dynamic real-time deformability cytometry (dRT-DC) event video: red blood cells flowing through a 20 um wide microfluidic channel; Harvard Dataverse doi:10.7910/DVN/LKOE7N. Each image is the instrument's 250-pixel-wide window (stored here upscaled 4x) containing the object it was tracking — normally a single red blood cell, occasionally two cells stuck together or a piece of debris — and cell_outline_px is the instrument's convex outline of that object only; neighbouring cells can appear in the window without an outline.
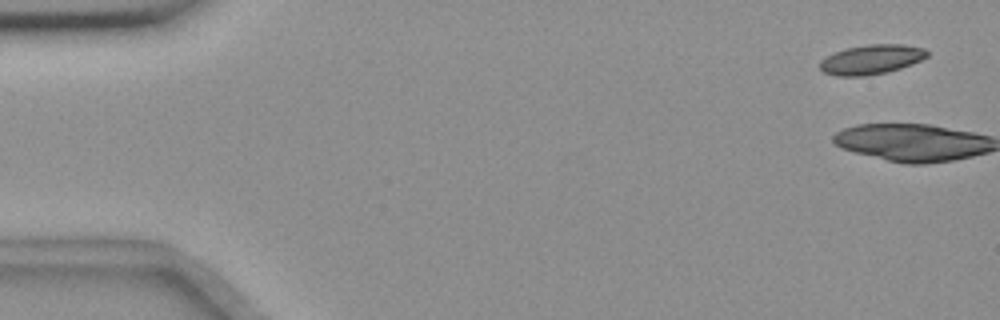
{"species": "common noctule bat (a hibernating species)", "species_latin": "Nyctalus noctula", "temperature_condition": "room temperature", "stored_images_in_passage": 2, "camera_frame_rate_fps": 3000, "um_per_image_px": 0.085, "animal": {"sex": "female", "body_mass_g": 18.4}, "frame": {"image": 1, "passage_image": 1, "time_ms": 0.0, "image_size_px": [1000, 320], "cell_outline_px": [[928, 56], [912, 64], [888, 72], [864, 76], [836, 76], [824, 72], [820, 68], [820, 60], [836, 52], [848, 48], [868, 44], [900, 44], [924, 48], [928, 52]], "centroid_in_image_um": [74.08, 5.06], "position_along_channel_um": 10.9, "area_um2": 18.32}}